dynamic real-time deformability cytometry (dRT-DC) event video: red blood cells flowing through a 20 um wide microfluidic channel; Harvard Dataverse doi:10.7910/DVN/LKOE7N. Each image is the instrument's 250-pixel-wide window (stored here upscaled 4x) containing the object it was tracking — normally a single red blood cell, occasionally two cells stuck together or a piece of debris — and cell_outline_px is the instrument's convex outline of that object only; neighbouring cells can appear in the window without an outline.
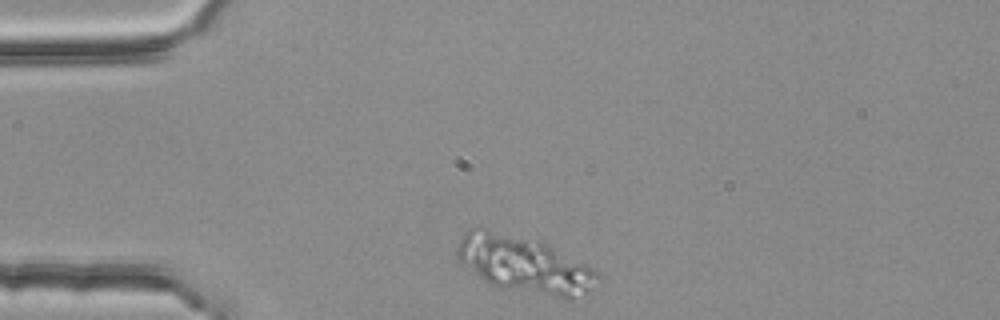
{"species": "common noctule bat (a hibernating species)", "species_latin": "Nyctalus noctula", "temperature_condition": "room temperature", "stored_images_in_passage": 17, "camera_frame_rate_fps": 3000, "um_per_image_px": 0.085, "animal": {"sex": "female", "body_mass_g": 25.1}, "frame": {"image": 1, "passage_image": 1, "time_ms": 0.0, "image_size_px": [1000, 320], "cell_outline_px": [[600, 280], [588, 292], [572, 300], [564, 300], [500, 288], [484, 280], [460, 260], [456, 256], [456, 248], [464, 232], [468, 228], [488, 228], [540, 240], [600, 272]], "centroid_in_image_um": [44.6, 22.49], "position_along_channel_um": 40.4, "area_um2": 47.05}}